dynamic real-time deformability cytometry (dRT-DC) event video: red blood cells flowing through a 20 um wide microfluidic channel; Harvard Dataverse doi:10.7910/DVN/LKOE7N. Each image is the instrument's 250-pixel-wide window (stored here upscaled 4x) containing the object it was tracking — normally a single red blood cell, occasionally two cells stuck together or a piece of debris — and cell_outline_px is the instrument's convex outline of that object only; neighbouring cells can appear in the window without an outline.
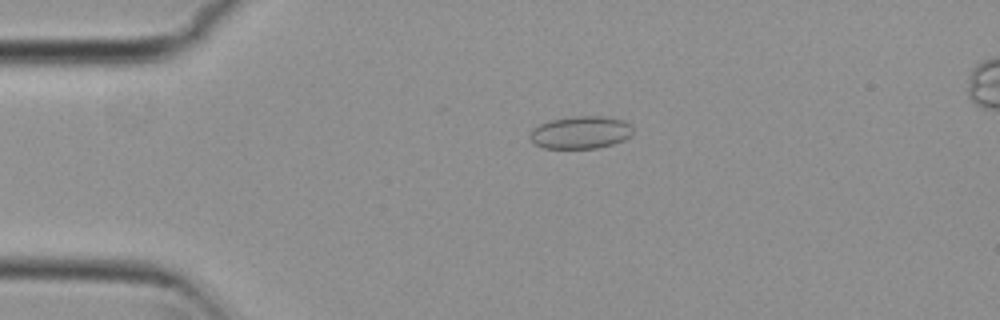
{"species": "common noctule bat (a hibernating species)", "species_latin": "Nyctalus noctula", "temperature_condition": "cold", "stored_images_in_passage": 55, "camera_frame_rate_fps": 3000, "um_per_image_px": 0.085, "animal": {"sex": "female", "body_mass_g": 29.2, "forearm_length_mm": 56.3}, "frame": {"image": 1, "passage_image": 12, "time_ms": 3.667, "image_size_px": [1000, 320], "cell_outline_px": [[632, 136], [624, 140], [612, 144], [596, 148], [544, 148], [536, 144], [528, 136], [532, 128], [548, 120], [572, 116], [604, 116], [624, 120], [632, 128]], "centroid_in_image_um": [49.34, 11.24], "position_along_channel_um": 35.7, "area_um2": 19.65}}
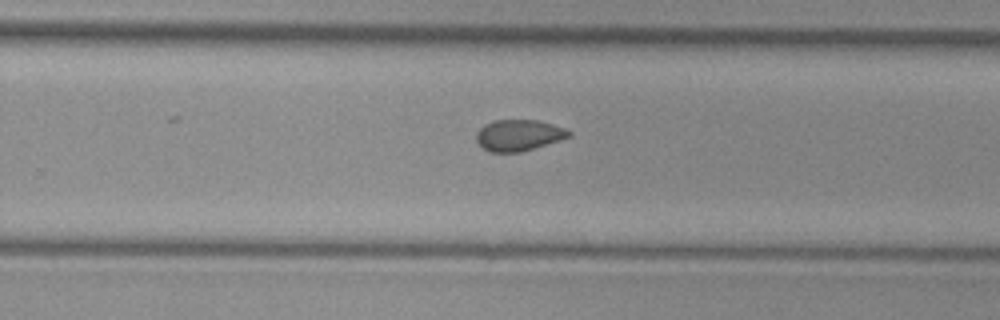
{"frame": {"image": 2, "passage_image": 35, "time_ms": 11.333, "image_size_px": [1000, 320], "cell_outline_px": [[572, 136], [560, 140], [520, 152], [488, 152], [476, 140], [476, 132], [484, 124], [496, 120], [540, 120], [564, 128], [572, 132]], "centroid_in_image_um": [44.09, 11.49], "position_along_channel_um": 285.7, "area_um2": 16.82}}
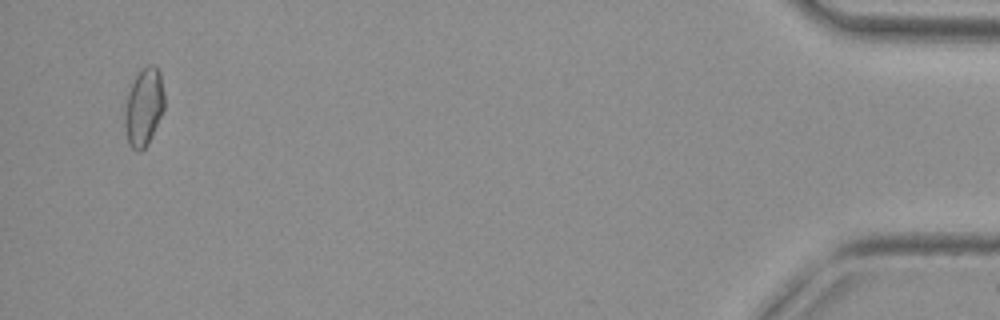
{"frame": {"image": 3, "passage_image": 53, "time_ms": 17.333, "image_size_px": [1000, 320], "cell_outline_px": [[164, 108], [148, 144], [140, 152], [136, 152], [128, 144], [124, 128], [124, 104], [128, 84], [132, 76], [140, 68], [148, 64], [152, 64], [160, 72], [164, 96]], "centroid_in_image_um": [12.16, 9.05], "position_along_channel_um": 423.0, "area_um2": 18.79}, "authors_computed_cell_mechanics": {"area_um2": 17.7446, "velocity_mm_per_s": 3.7486, "shape_relaxation_time_tau1_ms": null, "shape_relaxation_time_tau2_ms": 2.097, "deformation_change_tau1": null, "deformation_change_tau2": 0.0583}}